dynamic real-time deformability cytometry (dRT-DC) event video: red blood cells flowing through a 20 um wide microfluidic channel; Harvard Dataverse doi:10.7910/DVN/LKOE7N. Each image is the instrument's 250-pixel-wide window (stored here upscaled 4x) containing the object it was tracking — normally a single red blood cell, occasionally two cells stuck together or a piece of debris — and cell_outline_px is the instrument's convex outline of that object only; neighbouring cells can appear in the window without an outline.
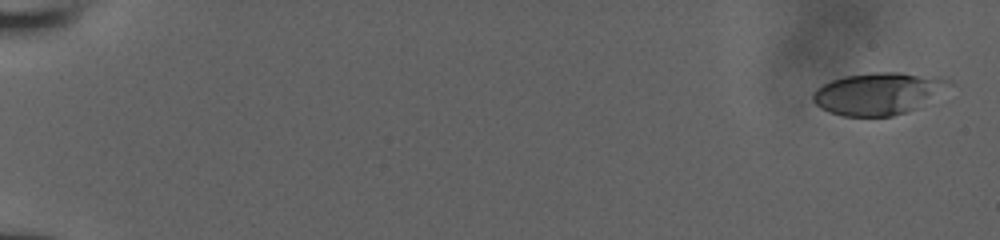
{"species": "human", "species_latin": "Homo sapiens", "temperature_condition": "room temperature", "stored_images_in_passage": 12, "camera_frame_rate_fps": 3000, "um_per_image_px": 0.085, "donor": {"sex": "male"}, "frame": {"image": 1, "passage_image": 1, "time_ms": 0.0, "image_size_px": [1000, 240], "cell_outline_px": [[952, 84], [916, 108], [892, 116], [844, 116], [828, 112], [820, 108], [812, 100], [812, 92], [816, 88], [832, 80], [844, 76], [876, 72], [900, 72], [940, 76], [952, 80]], "centroid_in_image_um": [74.62, 7.93], "position_along_channel_um": 10.4, "area_um2": 33.35}}
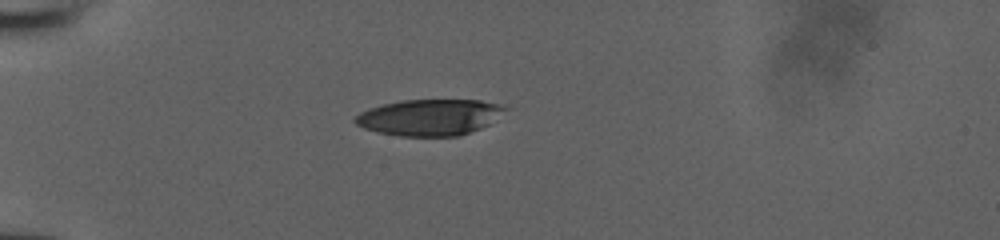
{"frame": {"image": 2, "passage_image": 9, "time_ms": 2.667, "image_size_px": [1000, 240], "cell_outline_px": [[512, 108], [488, 124], [480, 128], [456, 136], [400, 136], [376, 132], [364, 128], [356, 124], [352, 120], [360, 112], [384, 104], [400, 100], [480, 100], [504, 104]], "centroid_in_image_um": [36.56, 9.96], "position_along_channel_um": 48.4, "area_um2": 31.79}}
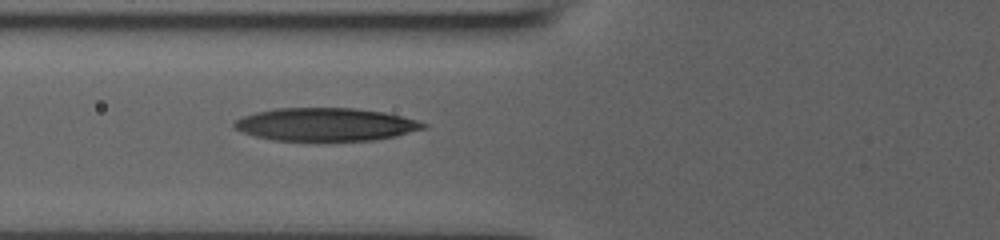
{"frame": {"image": 3, "passage_image": 12, "time_ms": 3.667, "image_size_px": [1000, 240], "cell_outline_px": [[428, 128], [396, 136], [376, 140], [272, 140], [240, 132], [232, 124], [236, 120], [244, 116], [256, 112], [276, 108], [356, 108], [384, 112], [416, 120], [428, 124]], "centroid_in_image_um": [27.71, 10.57], "position_along_channel_um": 98.1, "area_um2": 36.3}}